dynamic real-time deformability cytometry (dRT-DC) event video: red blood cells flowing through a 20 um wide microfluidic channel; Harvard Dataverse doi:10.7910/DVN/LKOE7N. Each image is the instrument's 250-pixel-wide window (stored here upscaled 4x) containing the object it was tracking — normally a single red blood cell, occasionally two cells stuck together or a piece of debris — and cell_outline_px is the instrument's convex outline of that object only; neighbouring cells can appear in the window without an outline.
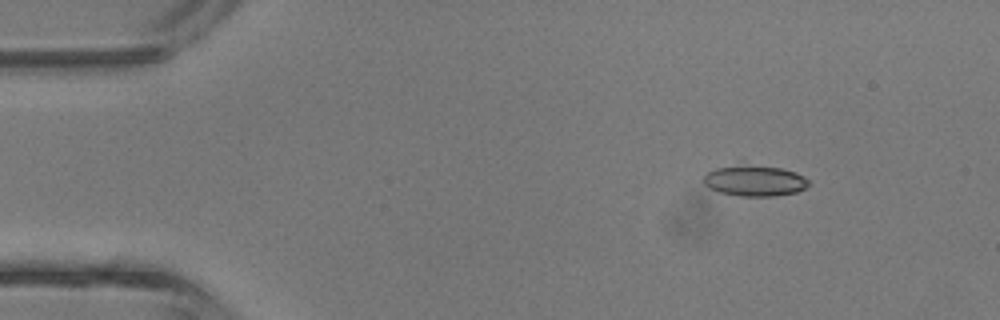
{"species": "common noctule bat (a hibernating species)", "species_latin": "Nyctalus noctula", "temperature_condition": "room temperature", "stored_images_in_passage": 36, "camera_frame_rate_fps": 3000, "um_per_image_px": 0.085, "animal": {"sex": "male", "body_mass_g": 13.3}, "frame": {"image": 1, "passage_image": 1, "time_ms": 0.0, "image_size_px": [1000, 320], "cell_outline_px": [[804, 184], [800, 188], [792, 192], [728, 192], [716, 188], [708, 184], [712, 172], [724, 168], [776, 168], [792, 172], [800, 176], [804, 180]], "centroid_in_image_um": [64.23, 15.32], "position_along_channel_um": 20.8, "area_um2": 14.51}}
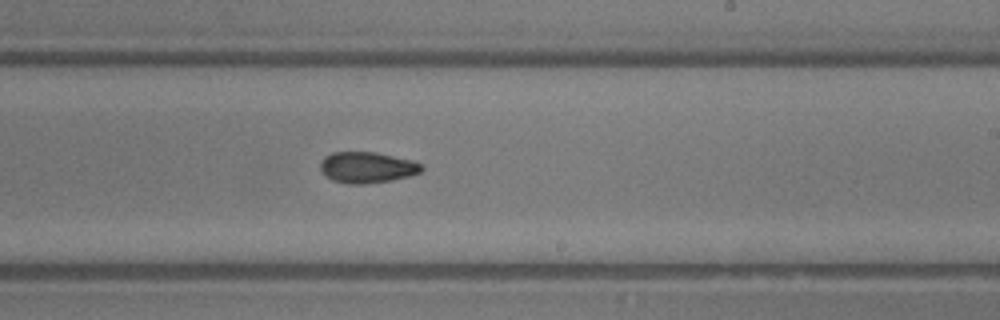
{"frame": {"image": 2, "passage_image": 20, "time_ms": 6.333, "image_size_px": [1000, 320], "cell_outline_px": [[420, 168], [416, 172], [384, 180], [340, 180], [328, 176], [324, 172], [324, 160], [328, 156], [340, 152], [364, 152], [404, 160], [420, 164]], "centroid_in_image_um": [31.16, 14.17], "position_along_channel_um": 257.8, "area_um2": 15.2}}
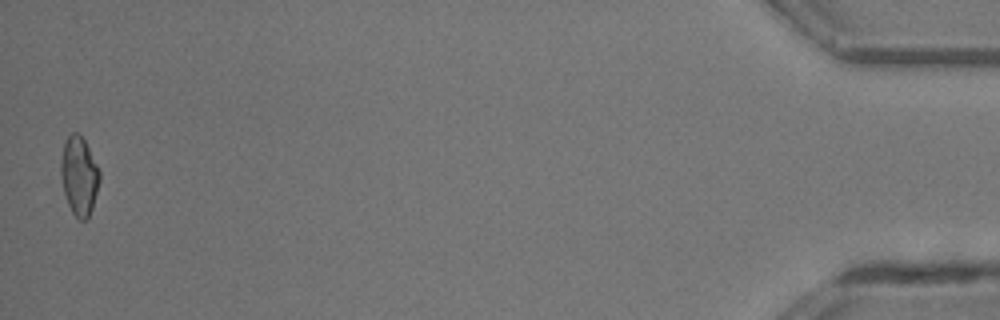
{"frame": {"image": 3, "passage_image": 36, "time_ms": 11.667, "image_size_px": [1000, 320], "cell_outline_px": [[96, 188], [92, 204], [88, 216], [76, 212], [72, 208], [68, 200], [64, 188], [64, 148], [68, 140], [80, 136], [96, 168]], "centroid_in_image_um": [6.73, 14.98], "position_along_channel_um": 428.5, "area_um2": 14.16}}